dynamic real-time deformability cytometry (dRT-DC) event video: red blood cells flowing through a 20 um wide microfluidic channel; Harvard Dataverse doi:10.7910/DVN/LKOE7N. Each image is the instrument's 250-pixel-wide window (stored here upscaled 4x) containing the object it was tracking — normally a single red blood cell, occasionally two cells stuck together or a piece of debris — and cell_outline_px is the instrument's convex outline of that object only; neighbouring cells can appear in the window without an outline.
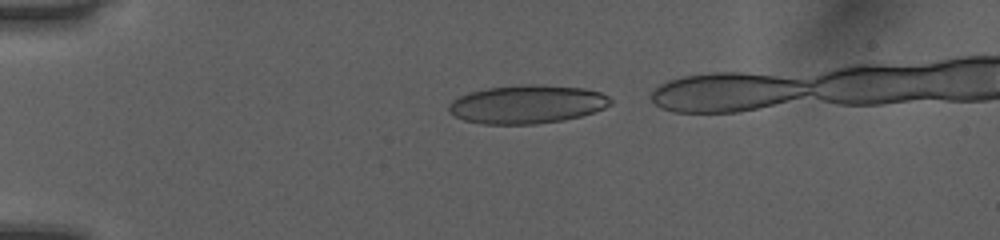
{"species": "human", "species_latin": "Homo sapiens", "temperature_condition": "room temperature", "stored_images_in_passage": 35, "camera_frame_rate_fps": 3000, "um_per_image_px": 0.085, "donor": {"sex": "female"}, "frame": {"image": 1, "passage_image": 2, "time_ms": 0.333, "image_size_px": [1000, 240], "cell_outline_px": [[612, 104], [604, 108], [580, 116], [564, 120], [536, 124], [484, 124], [464, 120], [448, 112], [448, 104], [452, 100], [468, 92], [488, 88], [524, 84], [536, 84], [584, 88], [600, 92], [608, 96], [612, 100]], "centroid_in_image_um": [44.79, 8.86], "position_along_channel_um": 40.2, "area_um2": 36.3}}
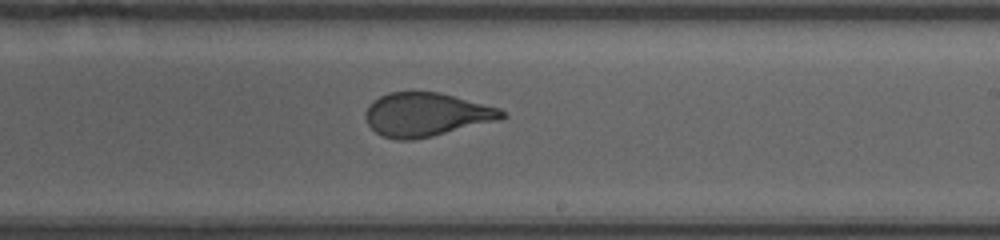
{"frame": {"image": 2, "passage_image": 21, "time_ms": 6.667, "image_size_px": [1000, 240], "cell_outline_px": [[508, 116], [500, 120], [432, 136], [412, 140], [396, 140], [380, 136], [368, 124], [364, 116], [364, 112], [368, 104], [372, 100], [388, 92], [440, 92], [500, 108]], "centroid_in_image_um": [36.21, 9.74], "position_along_channel_um": 252.8, "area_um2": 34.97}}
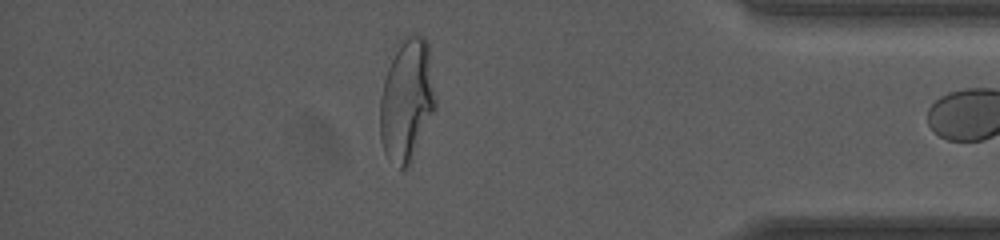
{"frame": {"image": 3, "passage_image": 34, "time_ms": 11.0, "image_size_px": [1000, 240], "cell_outline_px": [[436, 108], [408, 164], [400, 172], [384, 152], [380, 140], [380, 100], [384, 80], [396, 40], [404, 36], [416, 32], [424, 36], [428, 40], [436, 100]], "centroid_in_image_um": [34.57, 8.4], "position_along_channel_um": 400.6, "area_um2": 40.11}}